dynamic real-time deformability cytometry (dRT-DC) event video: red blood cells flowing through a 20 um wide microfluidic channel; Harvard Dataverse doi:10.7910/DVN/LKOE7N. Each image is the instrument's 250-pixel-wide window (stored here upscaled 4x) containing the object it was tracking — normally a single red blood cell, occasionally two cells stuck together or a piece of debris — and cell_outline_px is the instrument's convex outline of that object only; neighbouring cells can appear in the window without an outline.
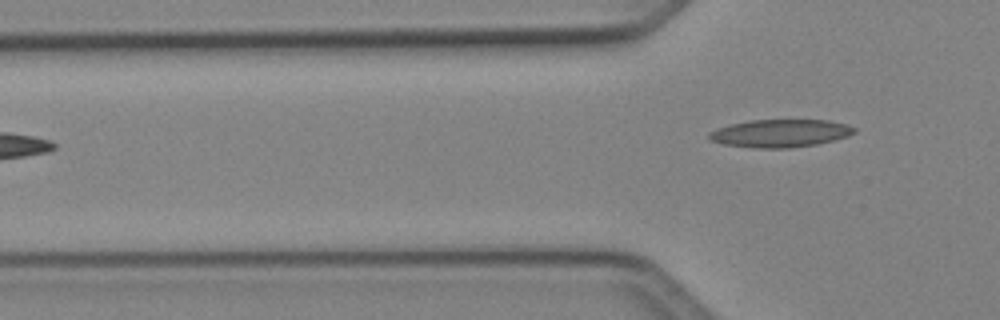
{"species": "Egyptian fruit bat (a non-hibernating species)", "species_latin": "Rousettus aegyptiacus", "temperature_condition": "cold", "stored_images_in_passage": 5, "camera_frame_rate_fps": 3000, "um_per_image_px": 0.085, "animal": {"sex": "female"}, "frame": {"image": 1, "passage_image": 5, "time_ms": 1.333, "image_size_px": [1000, 320], "cell_outline_px": [[856, 132], [848, 136], [816, 144], [788, 148], [752, 148], [724, 144], [712, 140], [708, 136], [708, 132], [716, 128], [748, 120], [828, 120], [848, 124], [856, 128]], "centroid_in_image_um": [66.33, 11.32], "position_along_channel_um": 59.5, "area_um2": 23.52}}